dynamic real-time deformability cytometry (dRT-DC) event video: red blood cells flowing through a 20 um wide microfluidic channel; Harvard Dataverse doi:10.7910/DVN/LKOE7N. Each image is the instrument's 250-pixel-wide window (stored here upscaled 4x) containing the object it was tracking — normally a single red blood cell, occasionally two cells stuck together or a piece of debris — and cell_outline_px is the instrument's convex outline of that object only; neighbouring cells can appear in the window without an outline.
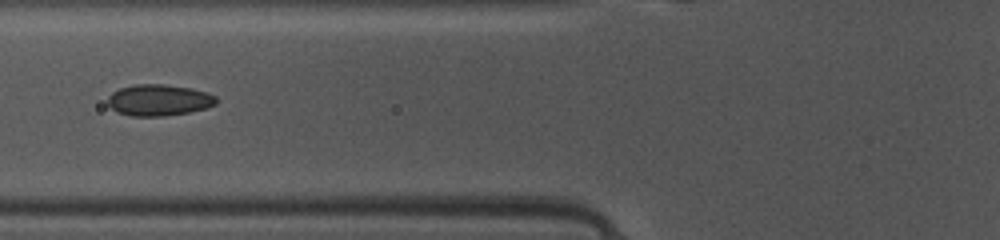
{"species": "common noctule bat (a hibernating species)", "species_latin": "Nyctalus noctula", "temperature_condition": "warm", "stored_images_in_passage": 19, "camera_frame_rate_fps": 3000, "um_per_image_px": 0.085, "animal": {"sex": "female", "body_mass_g": 10.0, "forearm_length_mm": 53.1}, "frame": {"image": 1, "passage_image": 6, "time_ms": 1.667, "image_size_px": [1000, 240], "cell_outline_px": [[216, 104], [204, 108], [188, 112], [164, 116], [132, 116], [116, 112], [108, 104], [108, 96], [112, 92], [120, 88], [136, 84], [164, 84], [192, 88], [208, 92], [216, 96]], "centroid_in_image_um": [13.49, 8.5], "position_along_channel_um": 112.3, "area_um2": 19.83}}